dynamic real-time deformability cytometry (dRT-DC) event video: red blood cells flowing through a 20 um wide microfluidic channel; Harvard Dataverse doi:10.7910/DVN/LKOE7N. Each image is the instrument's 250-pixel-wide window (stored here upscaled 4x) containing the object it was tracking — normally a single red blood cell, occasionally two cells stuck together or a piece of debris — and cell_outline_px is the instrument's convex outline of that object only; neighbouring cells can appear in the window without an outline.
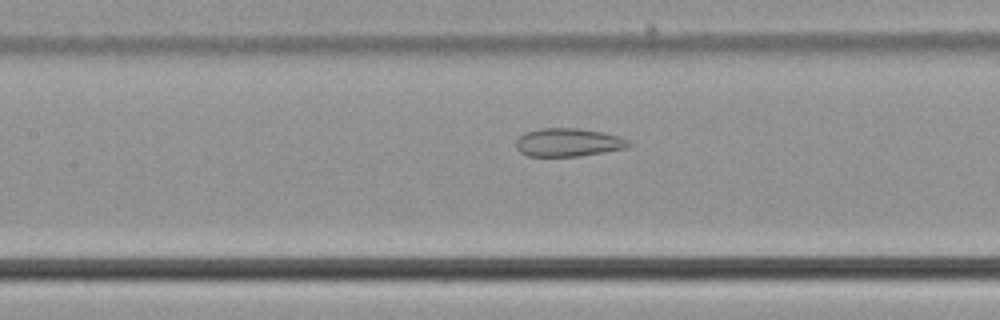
{"species": "common noctule bat (a hibernating species)", "species_latin": "Nyctalus noctula", "temperature_condition": "cold", "stored_images_in_passage": 38, "camera_frame_rate_fps": 3000, "um_per_image_px": 0.085, "animal": {"sex": "male", "body_mass_g": 21.5, "forearm_length_mm": 52.0}, "frame": {"image": 1, "passage_image": 9, "time_ms": 2.667, "image_size_px": [1000, 320], "cell_outline_px": [[632, 144], [624, 148], [580, 156], [528, 156], [520, 152], [516, 148], [516, 140], [524, 132], [540, 128], [576, 128], [604, 132], [620, 136], [628, 140]], "centroid_in_image_um": [48.28, 12.09], "position_along_channel_um": 159.1, "area_um2": 18.55}}
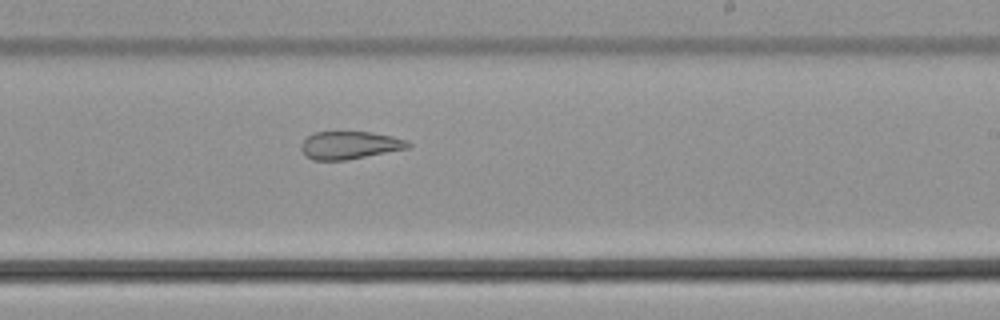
{"frame": {"image": 2, "passage_image": 17, "time_ms": 5.333, "image_size_px": [1000, 320], "cell_outline_px": [[412, 144], [408, 148], [344, 160], [312, 160], [300, 148], [300, 144], [312, 132], [372, 132], [392, 136], [408, 140]], "centroid_in_image_um": [29.72, 12.33], "position_along_channel_um": 259.3, "area_um2": 17.17}}
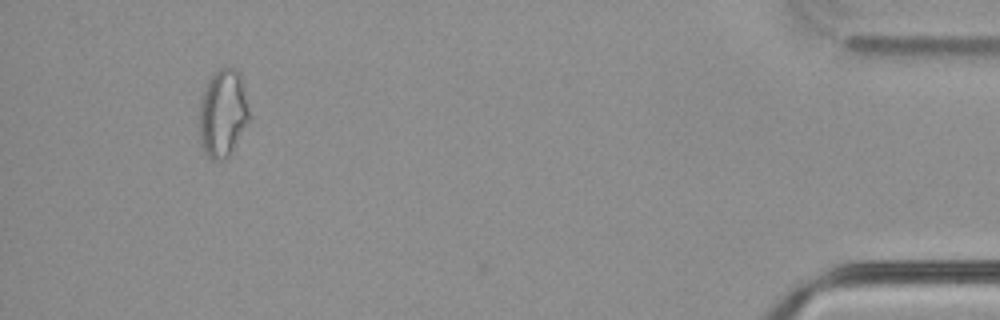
{"frame": {"image": 3, "passage_image": 35, "time_ms": 11.333, "image_size_px": [1000, 320], "cell_outline_px": [[252, 120], [228, 156], [224, 160], [212, 160], [204, 152], [200, 144], [200, 100], [204, 88], [212, 72], [224, 64], [236, 68], [240, 72], [244, 80], [252, 116]], "centroid_in_image_um": [19.0, 9.55], "position_along_channel_um": 416.2, "area_um2": 26.82}, "authors_computed_cell_mechanics": {"area_um2": 19.4786, "velocity_mm_per_s": 3.7786, "shape_relaxation_time_tau1_ms": null, "shape_relaxation_time_tau2_ms": 2.7077, "deformation_change_tau1": null, "deformation_change_tau2": 0.0966}}